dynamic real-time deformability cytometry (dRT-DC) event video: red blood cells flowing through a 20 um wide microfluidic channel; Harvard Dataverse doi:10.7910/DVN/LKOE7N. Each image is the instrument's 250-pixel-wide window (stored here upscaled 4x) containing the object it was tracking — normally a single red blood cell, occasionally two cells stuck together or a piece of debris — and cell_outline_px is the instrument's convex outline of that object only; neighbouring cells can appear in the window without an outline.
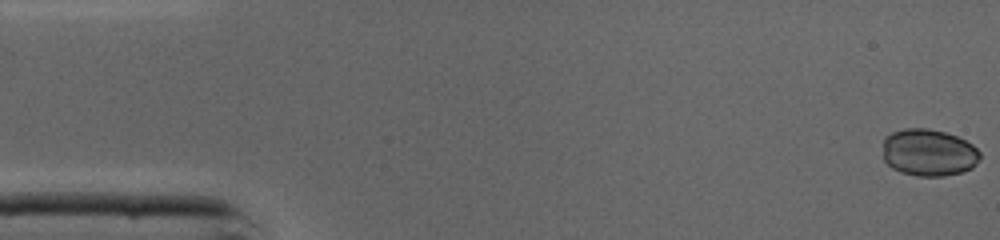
{"species": "common noctule bat (a hibernating species)", "species_latin": "Nyctalus noctula", "temperature_condition": "cold", "stored_images_in_passage": 46, "camera_frame_rate_fps": 3000, "um_per_image_px": 0.085, "animal": {"sex": "male", "body_mass_g": 19.0, "forearm_length_mm": 50.8}, "frame": {"image": 1, "passage_image": 1, "time_ms": 0.0, "image_size_px": [1000, 240], "cell_outline_px": [[980, 156], [976, 164], [972, 168], [960, 172], [944, 176], [916, 176], [900, 172], [892, 168], [884, 160], [884, 136], [892, 132], [904, 128], [928, 128], [944, 132], [956, 136], [972, 144], [980, 152]], "centroid_in_image_um": [78.92, 12.97], "position_along_channel_um": 6.1, "area_um2": 26.7}}
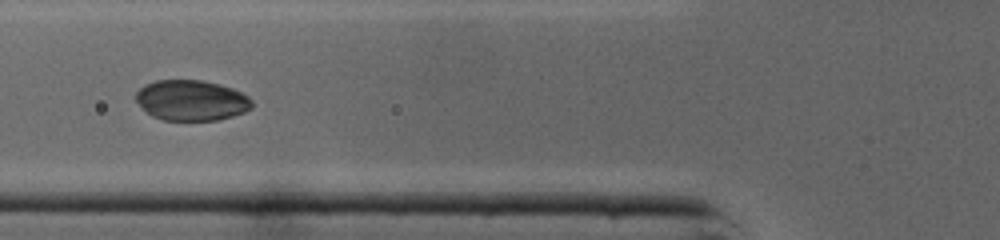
{"frame": {"image": 2, "passage_image": 17, "time_ms": 5.333, "image_size_px": [1000, 240], "cell_outline_px": [[252, 108], [244, 112], [232, 116], [216, 120], [164, 120], [152, 116], [136, 100], [136, 92], [144, 84], [156, 80], [200, 80], [220, 84], [232, 88], [248, 96], [252, 100]], "centroid_in_image_um": [16.28, 8.52], "position_along_channel_um": 109.5, "area_um2": 27.28}}
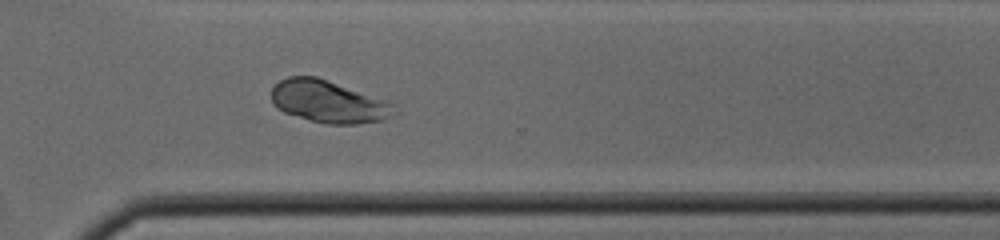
{"frame": {"image": 3, "passage_image": 33, "time_ms": 10.667, "image_size_px": [1000, 240], "cell_outline_px": [[396, 112], [384, 120], [356, 124], [328, 124], [312, 120], [284, 112], [276, 108], [272, 100], [272, 88], [280, 80], [288, 76], [316, 76], [328, 80], [380, 100], [388, 104]], "centroid_in_image_um": [27.82, 8.64], "position_along_channel_um": 342.8, "area_um2": 29.3}}